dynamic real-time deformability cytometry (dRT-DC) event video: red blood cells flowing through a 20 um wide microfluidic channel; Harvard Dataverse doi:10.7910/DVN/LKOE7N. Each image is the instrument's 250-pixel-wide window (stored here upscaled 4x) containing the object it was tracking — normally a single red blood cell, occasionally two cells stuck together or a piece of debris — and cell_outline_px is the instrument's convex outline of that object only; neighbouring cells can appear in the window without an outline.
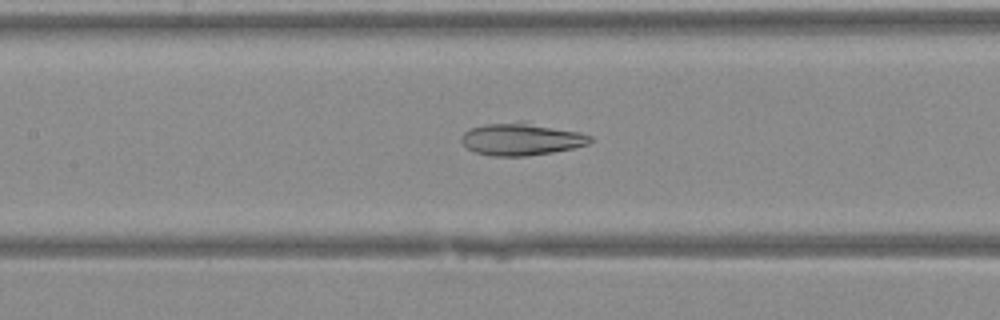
{"species": "Egyptian fruit bat (a non-hibernating species)", "species_latin": "Rousettus aegyptiacus", "temperature_condition": "warm", "stored_images_in_passage": 38, "camera_frame_rate_fps": 3000, "um_per_image_px": 0.085, "animal": {"sex": "female"}, "frame": {"image": 1, "passage_image": 15, "time_ms": 4.667, "image_size_px": [1000, 320], "cell_outline_px": [[592, 140], [588, 144], [572, 148], [552, 152], [524, 156], [492, 156], [476, 152], [468, 148], [460, 140], [460, 136], [464, 132], [472, 128], [488, 124], [520, 120], [524, 120], [580, 132], [592, 136]], "centroid_in_image_um": [44.33, 11.8], "position_along_channel_um": 163.1, "area_um2": 24.45}}
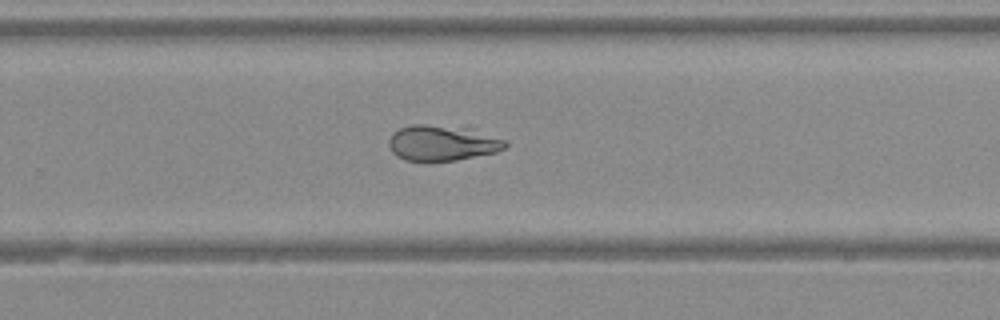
{"frame": {"image": 2, "passage_image": 23, "time_ms": 7.333, "image_size_px": [1000, 320], "cell_outline_px": [[508, 144], [504, 148], [496, 152], [456, 160], [404, 160], [396, 156], [392, 152], [388, 144], [388, 140], [392, 132], [400, 128], [412, 124], [468, 124], [508, 140]], "centroid_in_image_um": [37.67, 12.08], "position_along_channel_um": 292.1, "area_um2": 25.26}}
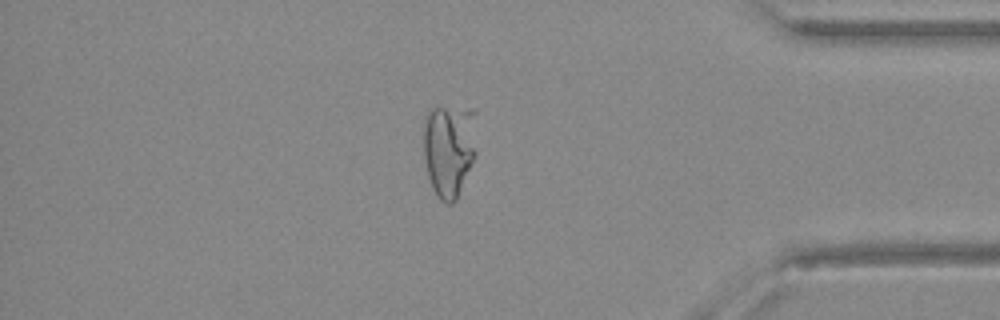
{"frame": {"image": 3, "passage_image": 31, "time_ms": 10.0, "image_size_px": [1000, 320], "cell_outline_px": [[476, 156], [456, 200], [452, 204], [444, 204], [436, 196], [432, 188], [428, 176], [424, 156], [424, 116], [432, 108], [444, 108], [476, 112]], "centroid_in_image_um": [38.18, 12.77], "position_along_channel_um": 397.0, "area_um2": 29.25}}